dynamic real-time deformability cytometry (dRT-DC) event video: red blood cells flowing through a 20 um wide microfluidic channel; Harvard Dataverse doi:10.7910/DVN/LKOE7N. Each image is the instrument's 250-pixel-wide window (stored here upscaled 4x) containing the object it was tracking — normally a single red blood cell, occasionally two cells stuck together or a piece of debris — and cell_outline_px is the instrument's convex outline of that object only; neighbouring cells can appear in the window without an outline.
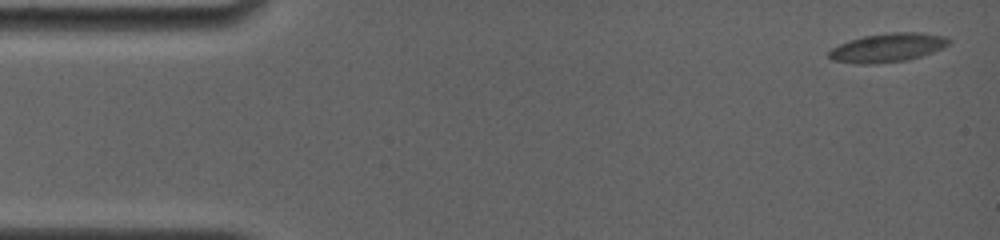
{"species": "common noctule bat (a hibernating species)", "species_latin": "Nyctalus noctula", "temperature_condition": "room temperature", "stored_images_in_passage": 38, "camera_frame_rate_fps": 4000, "um_per_image_px": 0.085, "animal": {"sex": "female", "body_mass_g": 19.0, "forearm_length_mm": 56.7}, "frame": {"image": 1, "passage_image": 1, "time_ms": 0.0, "image_size_px": [1000, 240], "cell_outline_px": [[952, 40], [944, 48], [908, 60], [872, 64], [860, 64], [832, 60], [828, 56], [828, 52], [832, 48], [848, 40], [864, 36], [892, 32], [920, 32], [948, 36]], "centroid_in_image_um": [75.48, 4.04], "position_along_channel_um": 9.5, "area_um2": 20.23}}
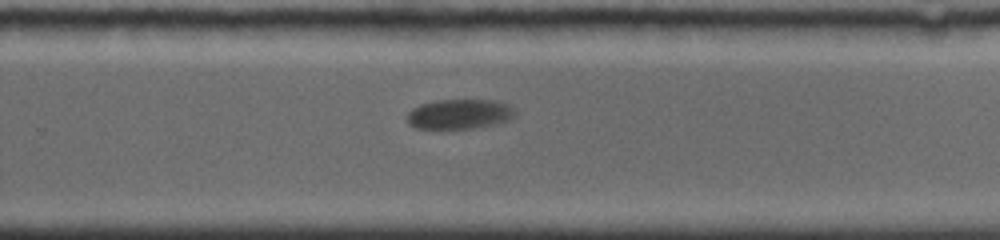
{"frame": {"image": 2, "passage_image": 20, "time_ms": 11.0, "image_size_px": [1000, 240], "cell_outline_px": [[516, 116], [508, 120], [496, 124], [472, 128], [416, 128], [408, 124], [408, 112], [412, 108], [420, 104], [436, 100], [492, 100], [508, 104], [516, 112]], "centroid_in_image_um": [39.06, 9.69], "position_along_channel_um": 290.7, "area_um2": 18.73}}
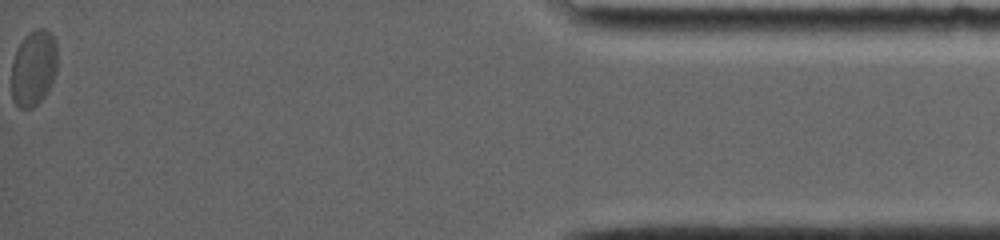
{"frame": {"image": 3, "passage_image": 38, "time_ms": 17.0, "image_size_px": [1000, 240], "cell_outline_px": [[56, 72], [44, 96], [32, 108], [20, 108], [12, 100], [12, 60], [24, 36], [28, 32], [36, 28], [44, 28], [52, 32], [56, 40]], "centroid_in_image_um": [2.85, 5.74], "position_along_channel_um": 432.3, "area_um2": 20.23}, "authors_computed_cell_mechanics": {"area_um2": 20.0855, "velocity_mm_per_s": 3.6212, "shape_relaxation_time_tau1_ms": 2.9216, "shape_relaxation_time_tau2_ms": null, "deformation_change_tau1": 0.0573, "deformation_change_tau2": null}}